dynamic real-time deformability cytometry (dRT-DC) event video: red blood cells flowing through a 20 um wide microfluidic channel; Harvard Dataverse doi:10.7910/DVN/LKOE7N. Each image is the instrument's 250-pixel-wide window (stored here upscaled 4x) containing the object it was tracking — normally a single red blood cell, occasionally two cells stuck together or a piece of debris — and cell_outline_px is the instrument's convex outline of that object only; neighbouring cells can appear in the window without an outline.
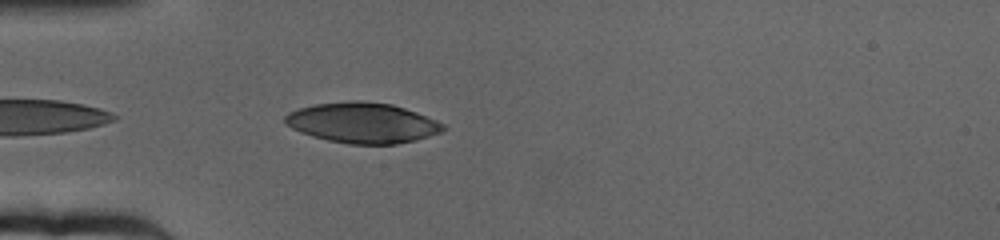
{"species": "human", "species_latin": "Homo sapiens", "temperature_condition": "cold", "stored_images_in_passage": 31, "camera_frame_rate_fps": 3000, "um_per_image_px": 0.085, "donor": {"sex": "female"}, "frame": {"image": 1, "passage_image": 3, "time_ms": 0.667, "image_size_px": [1000, 240], "cell_outline_px": [[448, 128], [440, 132], [416, 140], [396, 144], [348, 144], [328, 140], [312, 136], [300, 132], [284, 124], [284, 116], [288, 112], [300, 108], [316, 104], [348, 100], [360, 100], [392, 104], [416, 112], [436, 120], [444, 124]], "centroid_in_image_um": [30.8, 10.43], "position_along_channel_um": 54.2, "area_um2": 37.34}}
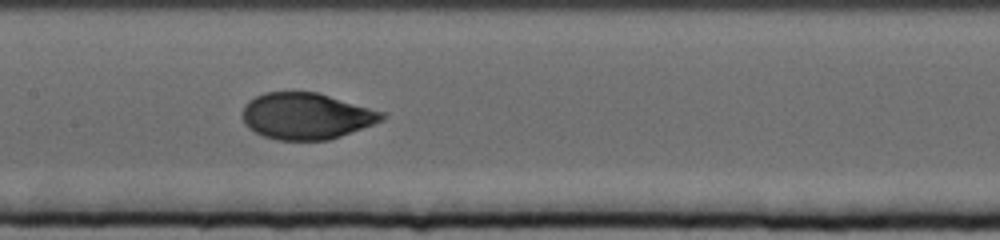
{"frame": {"image": 2, "passage_image": 16, "time_ms": 5.0, "image_size_px": [1000, 240], "cell_outline_px": [[384, 120], [340, 136], [328, 140], [276, 140], [264, 136], [248, 128], [244, 124], [240, 112], [244, 104], [248, 100], [264, 92], [316, 92], [384, 112]], "centroid_in_image_um": [25.97, 9.86], "position_along_channel_um": 181.4, "area_um2": 37.69}}
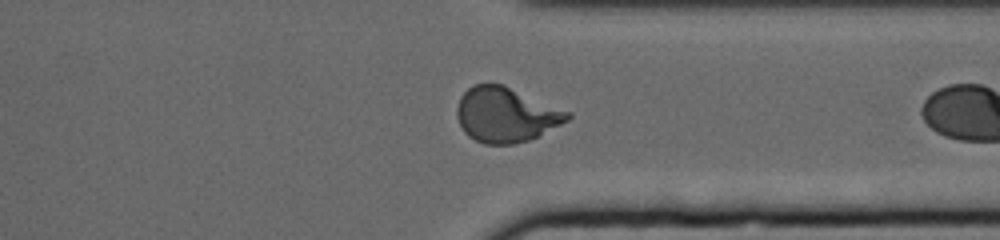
{"frame": {"image": 3, "passage_image": 30, "time_ms": 9.667, "image_size_px": [1000, 240], "cell_outline_px": [[572, 116], [568, 120], [528, 140], [512, 144], [484, 144], [468, 136], [464, 132], [456, 116], [456, 108], [460, 96], [472, 84], [504, 84], [572, 112]], "centroid_in_image_um": [42.99, 9.73], "position_along_channel_um": 368.4, "area_um2": 35.43}}